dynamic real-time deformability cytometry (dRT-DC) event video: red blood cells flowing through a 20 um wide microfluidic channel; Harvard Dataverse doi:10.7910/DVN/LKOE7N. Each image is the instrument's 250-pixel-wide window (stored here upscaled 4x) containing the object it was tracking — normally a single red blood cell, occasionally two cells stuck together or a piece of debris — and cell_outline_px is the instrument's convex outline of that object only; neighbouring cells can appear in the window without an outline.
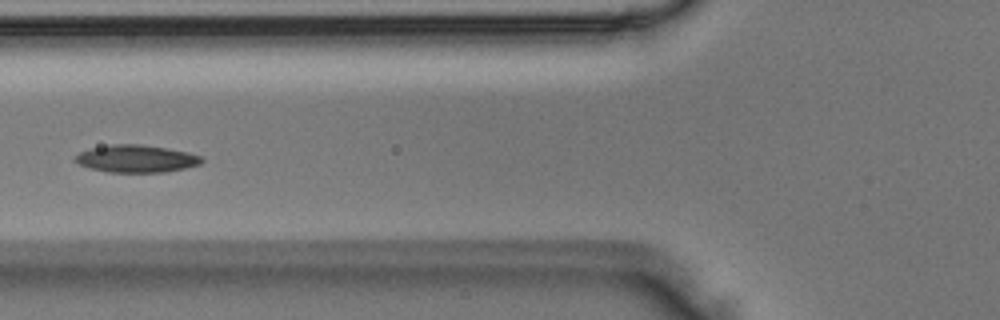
{"species": "Egyptian fruit bat (a non-hibernating species)", "species_latin": "Rousettus aegyptiacus", "temperature_condition": "room temperature", "stored_images_in_passage": 3, "camera_frame_rate_fps": 3000, "um_per_image_px": 0.085, "animal": {"sex": "male"}, "frame": {"image": 1, "passage_image": 3, "time_ms": 0.667, "image_size_px": [1000, 320], "cell_outline_px": [[204, 160], [200, 164], [184, 168], [164, 172], [108, 172], [88, 168], [72, 160], [80, 152], [92, 148], [112, 144], [140, 144], [168, 148], [188, 152], [200, 156]], "centroid_in_image_um": [11.57, 13.49], "position_along_channel_um": 114.2, "area_um2": 20.17}}